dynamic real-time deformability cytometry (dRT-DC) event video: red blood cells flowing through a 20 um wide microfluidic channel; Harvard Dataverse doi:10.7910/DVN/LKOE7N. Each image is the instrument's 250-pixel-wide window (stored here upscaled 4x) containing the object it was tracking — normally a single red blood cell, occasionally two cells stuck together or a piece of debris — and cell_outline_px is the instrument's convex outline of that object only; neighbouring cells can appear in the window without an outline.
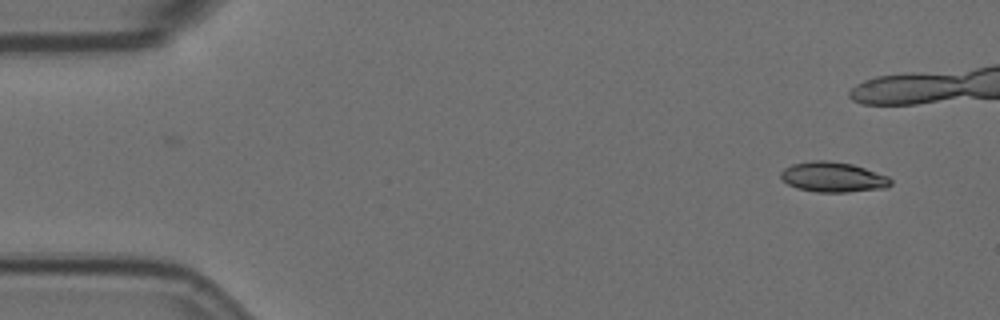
{"species": "Egyptian fruit bat (a non-hibernating species)", "species_latin": "Rousettus aegyptiacus", "temperature_condition": "room temperature", "stored_images_in_passage": 9, "camera_frame_rate_fps": 3000, "um_per_image_px": 0.085, "animal": {"sex": "female"}, "frame": {"image": 1, "passage_image": 1, "time_ms": 0.0, "image_size_px": [1000, 320], "cell_outline_px": [[892, 184], [884, 188], [848, 192], [816, 192], [796, 188], [788, 184], [780, 176], [780, 172], [784, 168], [792, 164], [812, 160], [828, 160], [852, 164], [888, 176], [892, 180]], "centroid_in_image_um": [70.79, 15.05], "position_along_channel_um": 14.2, "area_um2": 19.31}}
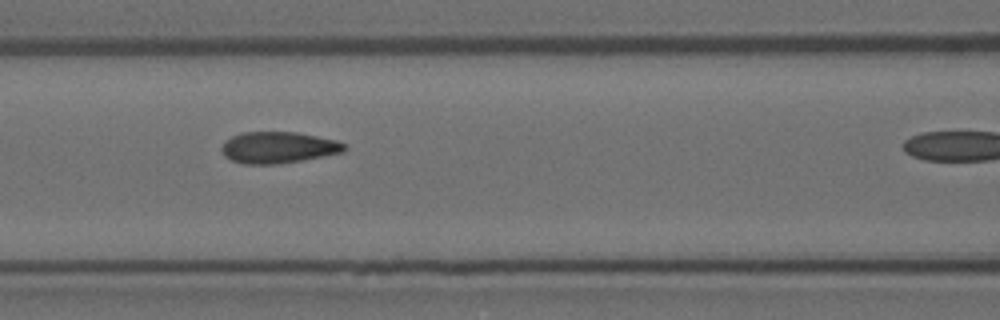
{"frame": {"image": 2, "passage_image": 7, "time_ms": 2.0, "image_size_px": [1000, 320], "cell_outline_px": [[348, 148], [344, 152], [300, 160], [276, 164], [244, 164], [232, 160], [224, 156], [220, 148], [224, 140], [232, 136], [244, 132], [296, 132], [336, 140], [348, 144]], "centroid_in_image_um": [23.65, 12.53], "position_along_channel_um": 143.0, "area_um2": 22.54}}